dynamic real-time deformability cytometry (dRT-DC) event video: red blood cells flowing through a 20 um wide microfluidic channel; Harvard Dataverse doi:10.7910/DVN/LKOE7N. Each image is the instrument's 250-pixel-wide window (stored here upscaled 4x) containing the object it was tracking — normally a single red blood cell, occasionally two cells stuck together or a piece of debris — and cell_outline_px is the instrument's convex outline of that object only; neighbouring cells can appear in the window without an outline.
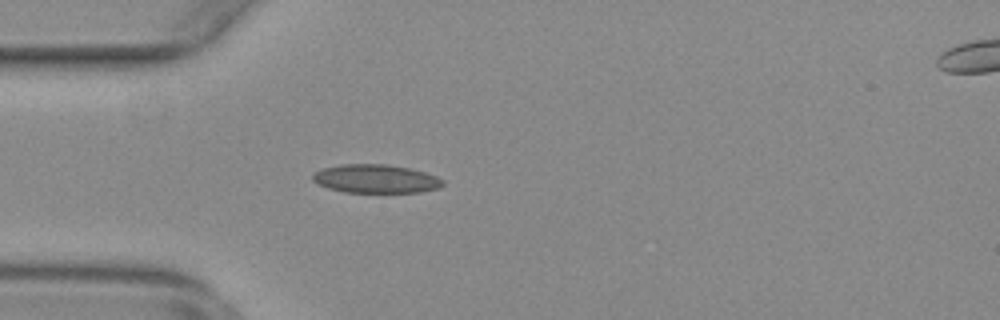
{"species": "common noctule bat (a hibernating species)", "species_latin": "Nyctalus noctula", "temperature_condition": "warm", "stored_images_in_passage": 34, "camera_frame_rate_fps": 3000, "um_per_image_px": 0.085, "animal": {"sex": "female", "body_mass_g": 29.2, "forearm_length_mm": 56.3}, "frame": {"image": 1, "passage_image": 7, "time_ms": 2.0, "image_size_px": [1000, 320], "cell_outline_px": [[444, 184], [440, 188], [420, 192], [344, 192], [328, 188], [316, 184], [312, 180], [312, 176], [316, 172], [324, 168], [340, 164], [388, 164], [408, 168], [424, 172], [436, 176], [444, 180]], "centroid_in_image_um": [31.94, 15.2], "position_along_channel_um": 53.1, "area_um2": 21.68}}
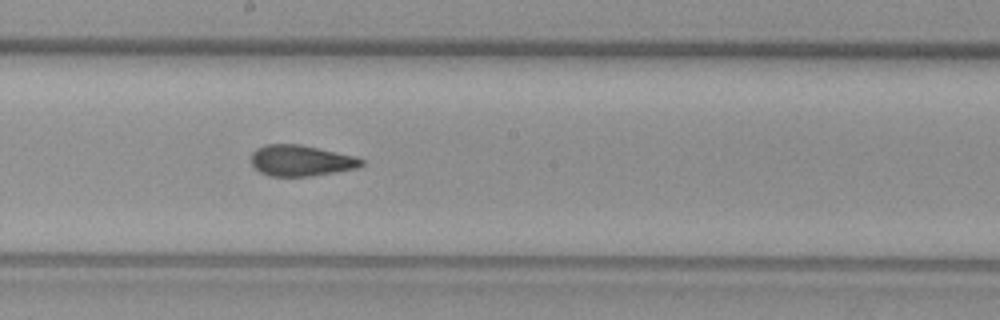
{"frame": {"image": 2, "passage_image": 21, "time_ms": 6.667, "image_size_px": [1000, 320], "cell_outline_px": [[364, 164], [356, 168], [308, 176], [268, 176], [260, 172], [252, 164], [252, 152], [256, 148], [264, 144], [300, 144], [356, 156], [364, 160]], "centroid_in_image_um": [25.57, 13.64], "position_along_channel_um": 222.6, "area_um2": 19.83}}
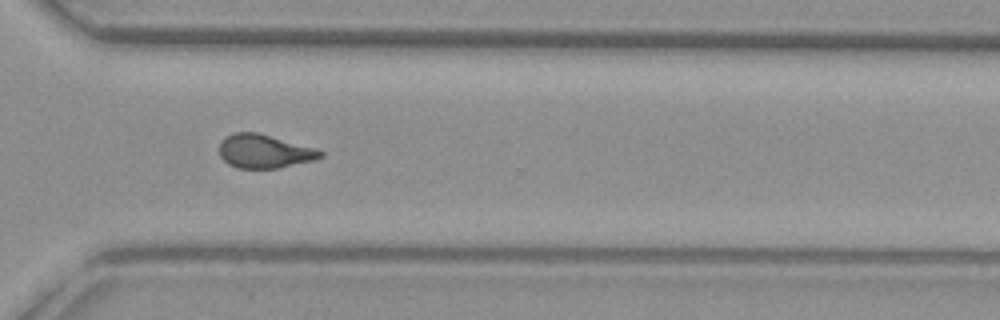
{"frame": {"image": 3, "passage_image": 31, "time_ms": 10.0, "image_size_px": [1000, 320], "cell_outline_px": [[324, 156], [312, 160], [280, 168], [236, 168], [228, 164], [220, 156], [220, 140], [224, 136], [232, 132], [256, 132], [316, 148], [324, 152]], "centroid_in_image_um": [22.44, 12.85], "position_along_channel_um": 348.2, "area_um2": 19.88}, "authors_computed_cell_mechanics": {"area_um2": 20.4034, "velocity_mm_per_s": 3.779, "shape_relaxation_time_tau1_ms": null, "shape_relaxation_time_tau2_ms": 1.9325, "deformation_change_tau1": null, "deformation_change_tau2": 0.092}}